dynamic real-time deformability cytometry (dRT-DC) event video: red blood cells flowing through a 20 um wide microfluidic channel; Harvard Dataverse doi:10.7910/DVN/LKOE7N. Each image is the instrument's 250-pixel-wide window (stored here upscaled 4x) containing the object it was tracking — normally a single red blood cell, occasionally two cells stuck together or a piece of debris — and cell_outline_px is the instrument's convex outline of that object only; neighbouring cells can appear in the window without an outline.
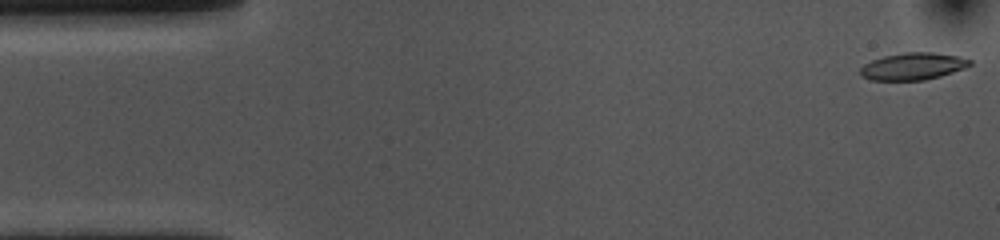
{"species": "common noctule bat (a hibernating species)", "species_latin": "Nyctalus noctula", "temperature_condition": "cold", "stored_images_in_passage": 55, "camera_frame_rate_fps": 3000, "um_per_image_px": 0.085, "animal": {"sex": "female", "body_mass_g": 10.0, "forearm_length_mm": 53.1}, "frame": {"image": 1, "passage_image": 1, "time_ms": 0.0, "image_size_px": [1000, 240], "cell_outline_px": [[972, 64], [964, 68], [940, 76], [924, 80], [868, 80], [860, 76], [860, 68], [864, 64], [872, 60], [884, 56], [904, 52], [932, 52], [960, 56], [972, 60]], "centroid_in_image_um": [77.59, 5.63], "position_along_channel_um": 7.4, "area_um2": 17.4}}
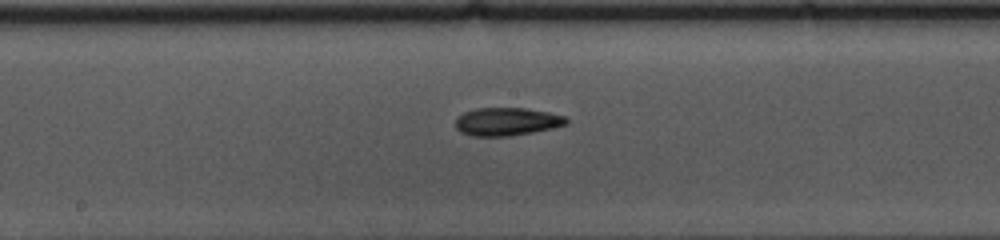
{"frame": {"image": 2, "passage_image": 27, "time_ms": 8.667, "image_size_px": [1000, 240], "cell_outline_px": [[568, 124], [552, 128], [532, 132], [508, 136], [472, 136], [460, 132], [456, 128], [456, 116], [464, 112], [476, 108], [524, 108], [548, 112], [564, 116], [568, 120]], "centroid_in_image_um": [43.05, 10.33], "position_along_channel_um": 205.2, "area_um2": 18.09}}
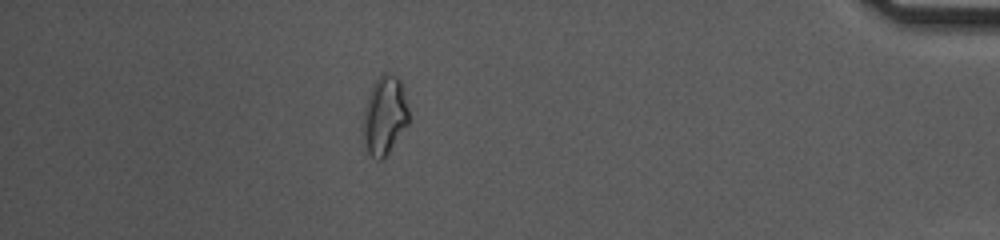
{"frame": {"image": 3, "passage_image": 48, "time_ms": 15.667, "image_size_px": [1000, 240], "cell_outline_px": [[408, 124], [388, 152], [380, 160], [376, 160], [364, 148], [360, 136], [364, 104], [372, 84], [384, 72], [388, 72], [396, 76], [400, 80], [408, 108]], "centroid_in_image_um": [32.62, 9.83], "position_along_channel_um": 402.6, "area_um2": 21.33}, "authors_computed_cell_mechanics": {"area_um2": 18.0914, "velocity_mm_per_s": 3.5565, "shape_relaxation_time_tau1_ms": 10.6962, "shape_relaxation_time_tau2_ms": 5.4351, "deformation_change_tau1": 0.2114, "deformation_change_tau2": 0.1235}}